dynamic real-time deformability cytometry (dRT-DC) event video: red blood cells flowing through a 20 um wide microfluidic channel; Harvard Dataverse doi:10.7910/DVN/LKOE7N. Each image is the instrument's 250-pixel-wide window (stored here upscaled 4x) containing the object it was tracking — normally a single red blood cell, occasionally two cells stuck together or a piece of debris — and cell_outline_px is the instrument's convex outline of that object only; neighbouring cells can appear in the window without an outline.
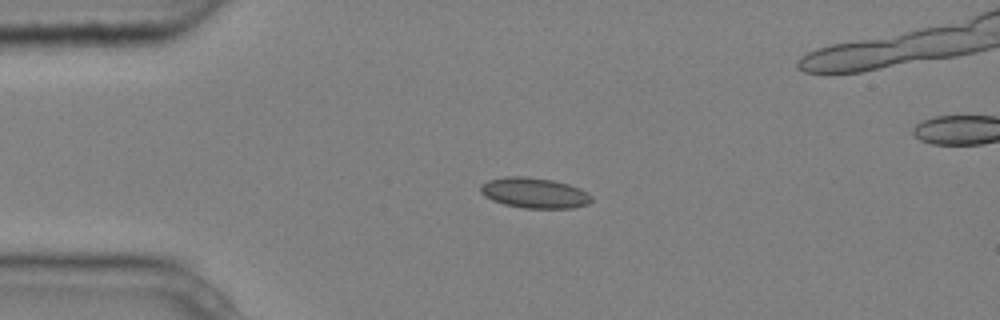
{"species": "common noctule bat (a hibernating species)", "species_latin": "Nyctalus noctula", "temperature_condition": "cold", "stored_images_in_passage": 5, "camera_frame_rate_fps": 3000, "um_per_image_px": 0.085, "animal": {"sex": "male", "body_mass_g": 20.4}, "frame": {"image": 1, "passage_image": 3, "time_ms": 0.667, "image_size_px": [1000, 320], "cell_outline_px": [[592, 200], [588, 204], [572, 208], [524, 208], [504, 204], [492, 200], [484, 196], [480, 192], [480, 184], [488, 180], [504, 176], [524, 176], [552, 180], [568, 184], [580, 188], [588, 192], [592, 196]], "centroid_in_image_um": [45.41, 16.39], "position_along_channel_um": 39.6, "area_um2": 19.83}}